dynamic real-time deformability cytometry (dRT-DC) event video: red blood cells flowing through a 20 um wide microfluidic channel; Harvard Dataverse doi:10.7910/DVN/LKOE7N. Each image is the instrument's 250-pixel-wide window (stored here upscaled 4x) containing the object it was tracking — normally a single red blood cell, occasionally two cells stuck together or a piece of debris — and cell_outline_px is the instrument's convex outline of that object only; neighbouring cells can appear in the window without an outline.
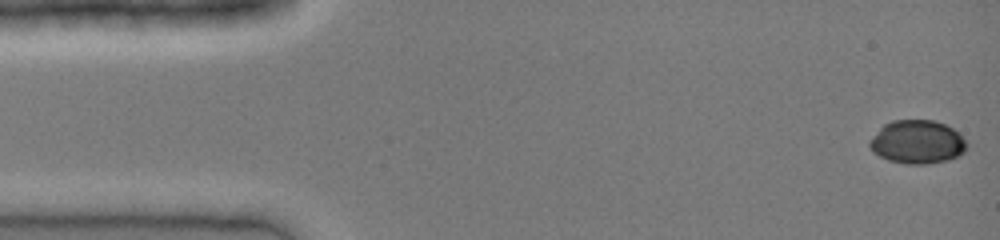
{"species": "common noctule bat (a hibernating species)", "species_latin": "Nyctalus noctula", "temperature_condition": "cold", "stored_images_in_passage": 41, "camera_frame_rate_fps": 3000, "um_per_image_px": 0.085, "animal": {"sex": "female", "body_mass_g": 19.0, "forearm_length_mm": 51.5}, "frame": {"image": 1, "passage_image": 1, "time_ms": 0.0, "image_size_px": [1000, 240], "cell_outline_px": [[968, 148], [960, 156], [948, 160], [928, 164], [904, 164], [888, 160], [872, 152], [868, 144], [872, 136], [884, 124], [892, 120], [936, 120], [952, 128], [968, 144]], "centroid_in_image_um": [77.96, 12.08], "position_along_channel_um": 7.0, "area_um2": 24.8}}
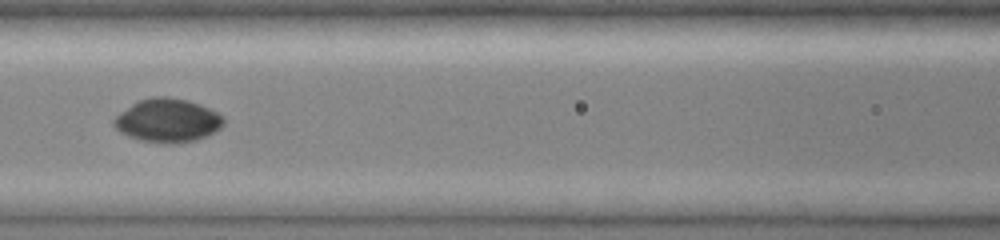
{"frame": {"image": 2, "passage_image": 18, "time_ms": 5.667, "image_size_px": [1000, 240], "cell_outline_px": [[224, 124], [220, 128], [196, 140], [176, 144], [168, 144], [140, 140], [128, 136], [120, 132], [112, 124], [112, 120], [120, 112], [132, 104], [140, 100], [152, 96], [164, 96], [184, 100], [200, 104], [224, 116]], "centroid_in_image_um": [14.22, 10.25], "position_along_channel_um": 152.4, "area_um2": 27.74}}
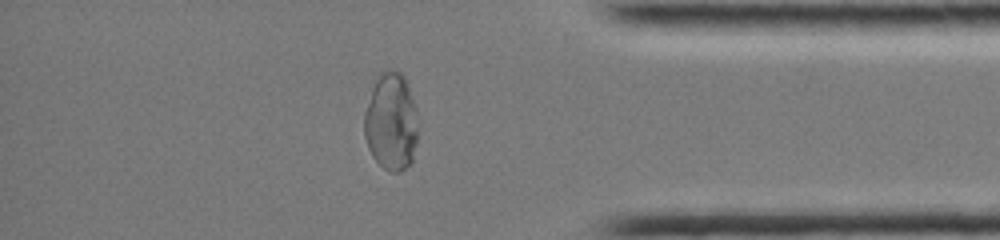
{"frame": {"image": 3, "passage_image": 35, "time_ms": 11.333, "image_size_px": [1000, 240], "cell_outline_px": [[416, 144], [412, 160], [400, 172], [388, 172], [372, 156], [368, 148], [364, 136], [364, 112], [376, 72], [388, 68], [392, 68], [400, 72], [404, 76], [408, 84], [416, 108]], "centroid_in_image_um": [33.21, 10.28], "position_along_channel_um": 402.0, "area_um2": 31.1}}